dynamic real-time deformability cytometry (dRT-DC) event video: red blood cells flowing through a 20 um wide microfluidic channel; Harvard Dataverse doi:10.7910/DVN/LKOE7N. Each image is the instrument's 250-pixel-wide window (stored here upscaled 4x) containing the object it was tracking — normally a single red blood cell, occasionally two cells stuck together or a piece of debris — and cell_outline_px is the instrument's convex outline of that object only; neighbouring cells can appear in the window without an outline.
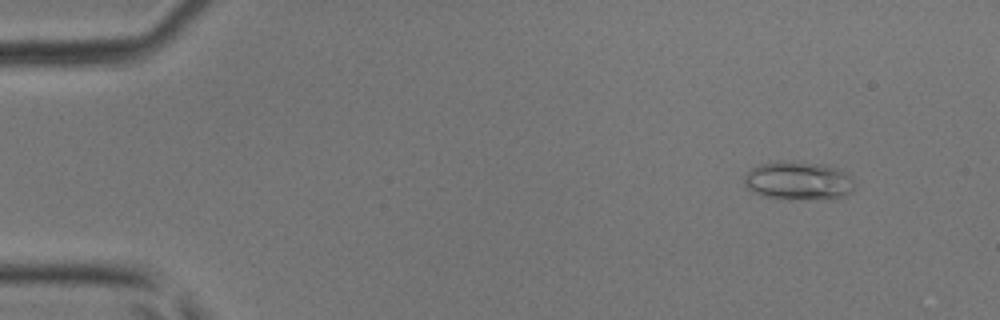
{"species": "common noctule bat (a hibernating species)", "species_latin": "Nyctalus noctula", "temperature_condition": "room temperature", "stored_images_in_passage": 45, "camera_frame_rate_fps": 3000, "um_per_image_px": 0.085, "animal": {"sex": "male", "body_mass_g": 17.9, "forearm_length_mm": 54.2}, "frame": {"image": 1, "passage_image": 5, "time_ms": 1.333, "image_size_px": [1000, 320], "cell_outline_px": [[856, 184], [852, 192], [836, 200], [788, 200], [764, 196], [752, 192], [744, 184], [744, 176], [752, 168], [760, 164], [784, 160], [824, 164], [840, 168], [852, 176]], "centroid_in_image_um": [67.94, 15.39], "position_along_channel_um": 17.1, "area_um2": 25.72}}
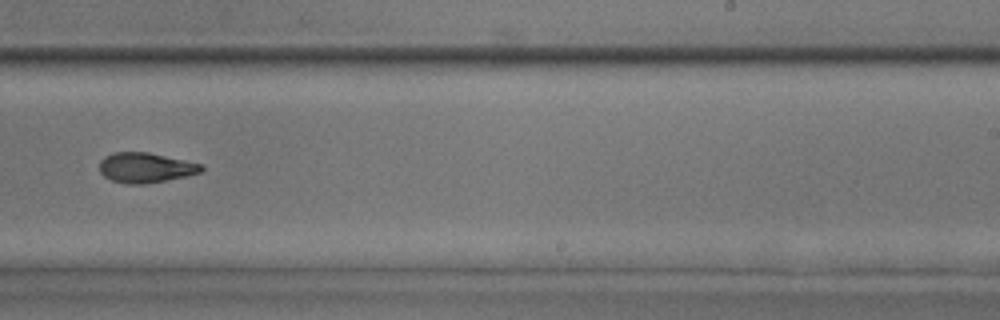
{"frame": {"image": 2, "passage_image": 29, "time_ms": 9.333, "image_size_px": [1000, 320], "cell_outline_px": [[204, 168], [200, 172], [188, 176], [144, 184], [128, 184], [112, 180], [104, 176], [100, 172], [100, 160], [104, 156], [112, 152], [148, 152], [204, 164]], "centroid_in_image_um": [12.38, 14.24], "position_along_channel_um": 276.6, "area_um2": 17.92}}
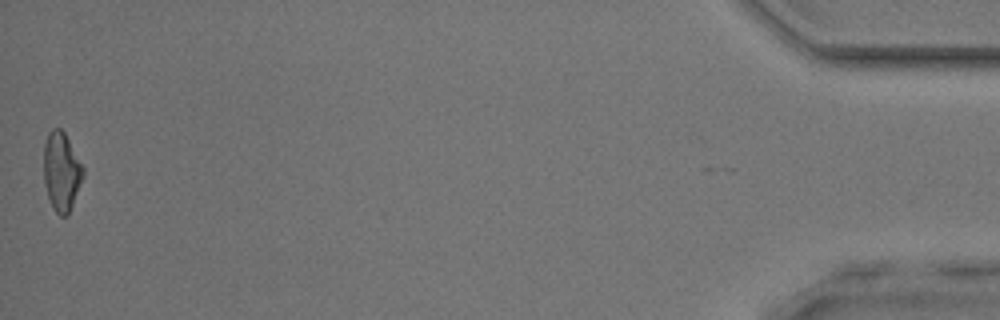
{"frame": {"image": 3, "passage_image": 45, "time_ms": 14.667, "image_size_px": [1000, 320], "cell_outline_px": [[84, 176], [68, 216], [60, 216], [52, 208], [44, 184], [44, 144], [48, 132], [52, 128], [60, 128], [64, 132], [84, 168]], "centroid_in_image_um": [5.22, 14.6], "position_along_channel_um": 430.0, "area_um2": 18.15}}